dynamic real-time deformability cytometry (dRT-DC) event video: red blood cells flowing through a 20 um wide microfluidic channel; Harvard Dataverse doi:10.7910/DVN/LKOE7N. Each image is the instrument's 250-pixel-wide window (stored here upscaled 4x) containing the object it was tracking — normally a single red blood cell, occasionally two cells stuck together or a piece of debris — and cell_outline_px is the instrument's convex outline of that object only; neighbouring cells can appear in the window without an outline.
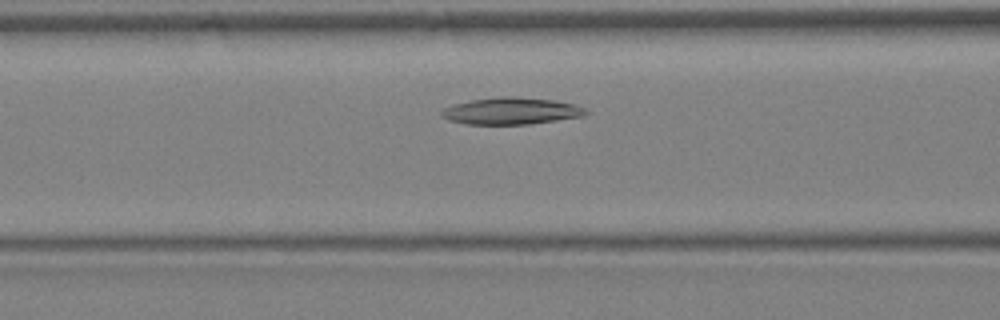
{"species": "Egyptian fruit bat (a non-hibernating species)", "species_latin": "Rousettus aegyptiacus", "temperature_condition": "warm", "stored_images_in_passage": 13, "camera_frame_rate_fps": 3000, "um_per_image_px": 0.085, "animal": {"sex": "female"}, "frame": {"image": 1, "passage_image": 8, "time_ms": 2.333, "image_size_px": [1000, 320], "cell_outline_px": [[588, 112], [584, 116], [528, 124], [468, 124], [448, 120], [440, 112], [444, 108], [456, 104], [472, 100], [500, 96], [512, 96], [552, 100], [572, 104], [584, 108]], "centroid_in_image_um": [43.45, 9.43], "position_along_channel_um": 123.1, "area_um2": 22.2}}
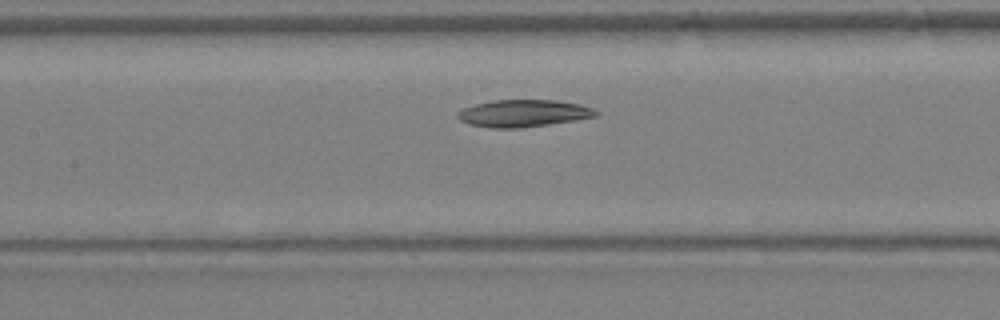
{"frame": {"image": 2, "passage_image": 10, "time_ms": 3.0, "image_size_px": [1000, 320], "cell_outline_px": [[596, 116], [548, 124], [520, 128], [488, 128], [468, 124], [460, 120], [456, 116], [456, 112], [464, 108], [476, 104], [492, 100], [556, 100], [580, 104], [592, 108], [596, 112]], "centroid_in_image_um": [44.41, 9.63], "position_along_channel_um": 163.0, "area_um2": 21.73}}
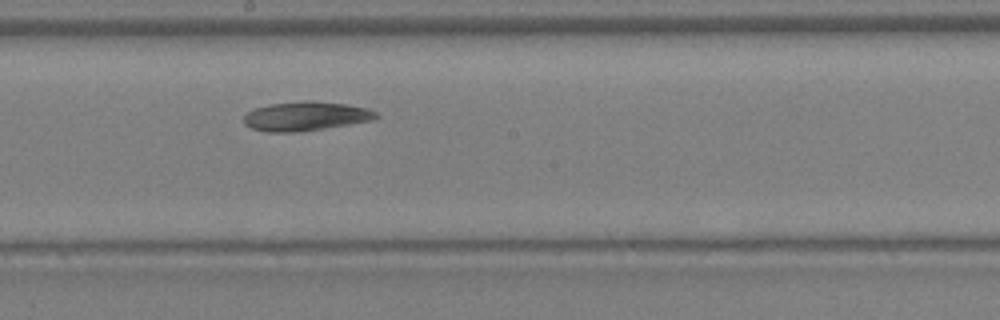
{"frame": {"image": 3, "passage_image": 13, "time_ms": 4.0, "image_size_px": [1000, 320], "cell_outline_px": [[380, 116], [376, 120], [300, 132], [268, 132], [252, 128], [244, 124], [244, 116], [252, 108], [268, 104], [304, 100], [312, 100], [348, 104], [368, 108], [376, 112]], "centroid_in_image_um": [26.01, 9.86], "position_along_channel_um": 222.2, "area_um2": 22.89}}